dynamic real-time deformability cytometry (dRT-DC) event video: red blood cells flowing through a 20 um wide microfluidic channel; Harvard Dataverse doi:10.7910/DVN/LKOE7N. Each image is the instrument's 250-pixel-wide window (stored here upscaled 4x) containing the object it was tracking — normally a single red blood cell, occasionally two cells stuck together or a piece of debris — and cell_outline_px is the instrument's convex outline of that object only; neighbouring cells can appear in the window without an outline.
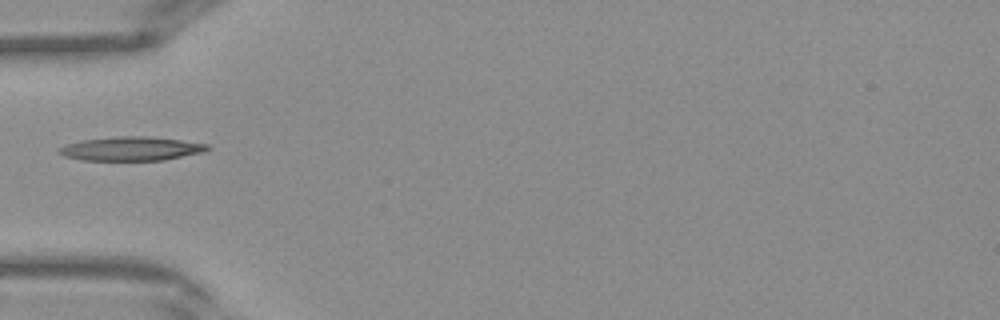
{"species": "Egyptian fruit bat (a non-hibernating species)", "species_latin": "Rousettus aegyptiacus", "temperature_condition": "warm", "stored_images_in_passage": 28, "camera_frame_rate_fps": 3000, "um_per_image_px": 0.085, "frame": {"image": 1, "passage_image": 1, "time_ms": 0.0, "image_size_px": [1000, 320], "cell_outline_px": [[212, 148], [204, 152], [164, 160], [80, 160], [64, 156], [56, 152], [60, 148], [68, 144], [84, 140], [116, 136], [148, 136], [180, 140], [208, 144]], "centroid_in_image_um": [11.18, 12.64], "position_along_channel_um": 73.8, "area_um2": 20.63}}
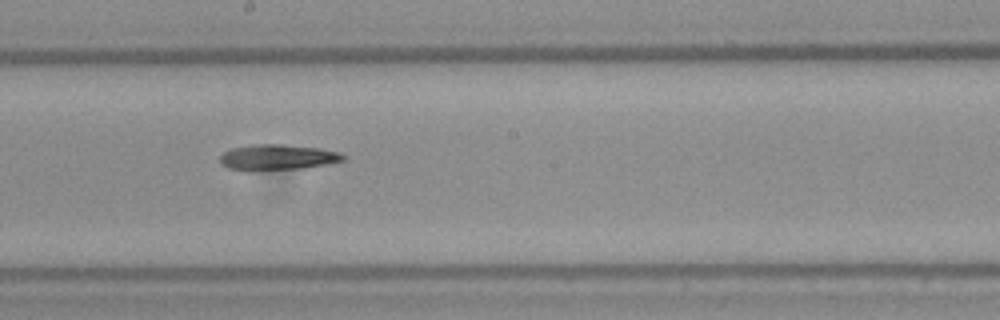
{"frame": {"image": 2, "passage_image": 10, "time_ms": 3.0, "image_size_px": [1000, 320], "cell_outline_px": [[348, 156], [344, 160], [304, 168], [228, 168], [220, 164], [220, 156], [224, 152], [232, 148], [252, 144], [284, 144], [320, 148], [340, 152]], "centroid_in_image_um": [23.65, 13.31], "position_along_channel_um": 224.6, "area_um2": 17.74}}
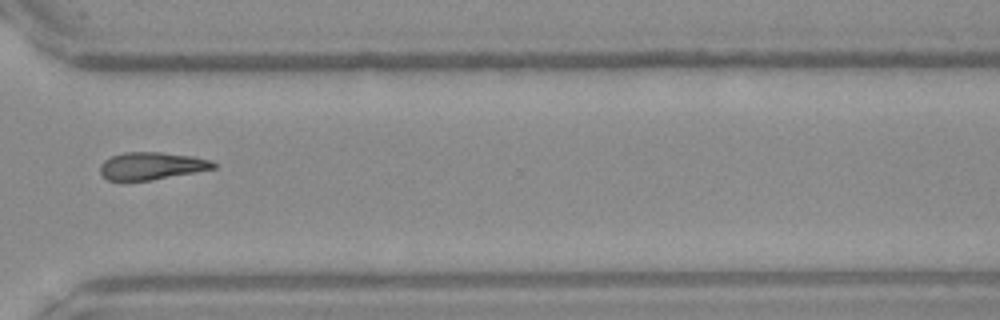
{"frame": {"image": 3, "passage_image": 18, "time_ms": 5.667, "image_size_px": [1000, 320], "cell_outline_px": [[216, 168], [196, 172], [152, 180], [108, 180], [100, 172], [100, 164], [104, 160], [112, 156], [124, 152], [160, 152], [192, 156], [212, 160], [216, 164]], "centroid_in_image_um": [12.9, 14.09], "position_along_channel_um": 357.7, "area_um2": 18.09}}